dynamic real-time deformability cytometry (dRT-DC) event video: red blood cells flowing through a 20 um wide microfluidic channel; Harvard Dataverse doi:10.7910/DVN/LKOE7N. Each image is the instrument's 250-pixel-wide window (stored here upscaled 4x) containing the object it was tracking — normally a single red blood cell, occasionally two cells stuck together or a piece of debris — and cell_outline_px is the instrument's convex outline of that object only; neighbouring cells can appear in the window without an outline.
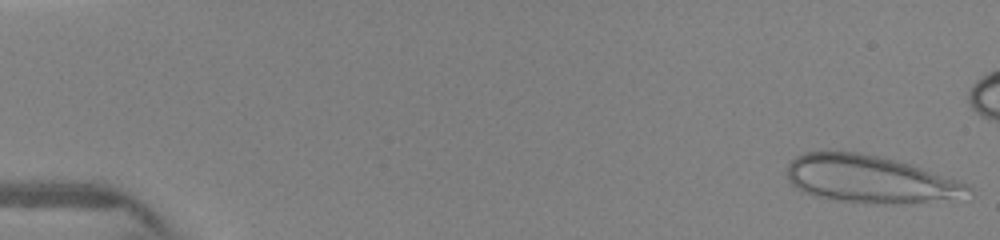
{"species": "human", "species_latin": "Homo sapiens", "temperature_condition": "warm", "stored_images_in_passage": 77, "camera_frame_rate_fps": 3000, "um_per_image_px": 0.085, "donor": {"sex": "female"}, "frame": {"image": 1, "passage_image": 1, "time_ms": 0.0, "image_size_px": [1000, 240], "cell_outline_px": [[972, 188], [948, 196], [912, 204], [876, 204], [832, 200], [816, 196], [804, 192], [796, 188], [788, 180], [788, 164], [796, 156], [804, 152], [860, 152], [884, 156], [968, 184]], "centroid_in_image_um": [73.76, 15.21], "position_along_channel_um": 11.2, "area_um2": 49.01}}
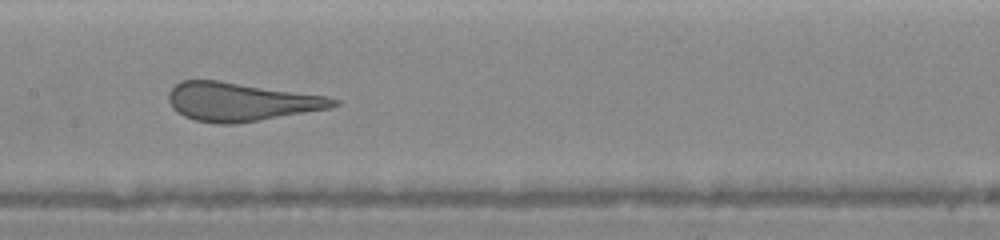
{"frame": {"image": 2, "passage_image": 41, "time_ms": 7.333, "image_size_px": [1000, 240], "cell_outline_px": [[340, 104], [332, 108], [236, 124], [216, 124], [196, 120], [184, 116], [176, 112], [172, 108], [168, 100], [168, 92], [180, 80], [220, 80], [328, 96], [340, 100]], "centroid_in_image_um": [20.48, 8.65], "position_along_channel_um": 186.9, "area_um2": 37.4}}
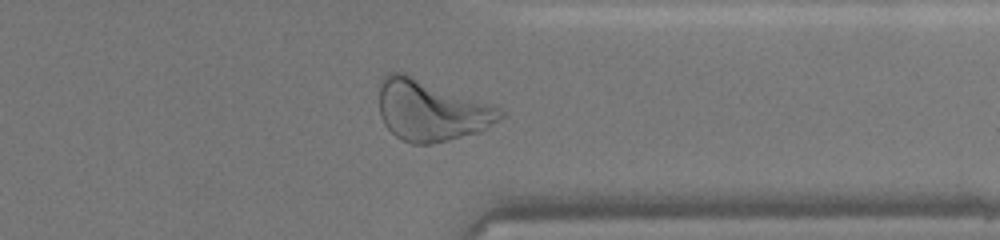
{"frame": {"image": 3, "passage_image": 61, "time_ms": 11.667, "image_size_px": [1000, 240], "cell_outline_px": [[508, 116], [488, 128], [480, 132], [448, 140], [428, 144], [412, 144], [400, 140], [384, 124], [380, 116], [380, 76], [388, 72], [404, 72], [504, 108]], "centroid_in_image_um": [36.7, 9.38], "position_along_channel_um": 374.7, "area_um2": 43.93}}